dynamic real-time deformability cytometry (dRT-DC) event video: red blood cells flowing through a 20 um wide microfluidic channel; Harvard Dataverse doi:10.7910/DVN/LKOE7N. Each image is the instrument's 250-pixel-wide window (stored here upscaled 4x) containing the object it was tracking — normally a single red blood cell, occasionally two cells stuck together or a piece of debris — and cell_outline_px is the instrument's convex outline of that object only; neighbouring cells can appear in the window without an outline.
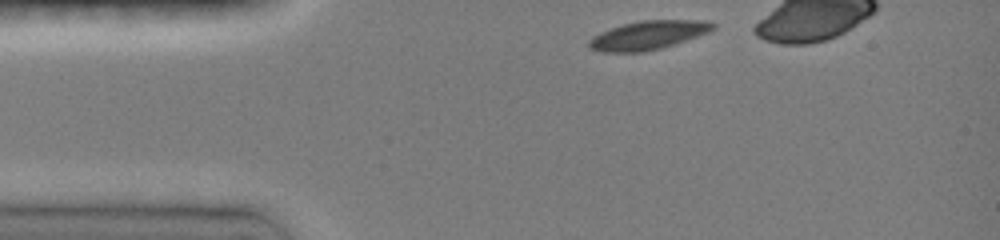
{"species": "common noctule bat (a hibernating species)", "species_latin": "Nyctalus noctula", "temperature_condition": "room temperature", "stored_images_in_passage": 28, "camera_frame_rate_fps": 3000, "um_per_image_px": 0.085, "animal": {"sex": "female", "body_mass_g": 19.0, "forearm_length_mm": 51.5}, "frame": {"image": 1, "passage_image": 1, "time_ms": 0.0, "image_size_px": [1000, 240], "cell_outline_px": [[716, 28], [708, 32], [676, 44], [644, 52], [600, 52], [588, 48], [588, 40], [592, 36], [600, 32], [624, 24], [640, 20], [708, 20], [716, 24]], "centroid_in_image_um": [55.09, 2.99], "position_along_channel_um": 29.9, "area_um2": 20.92}}
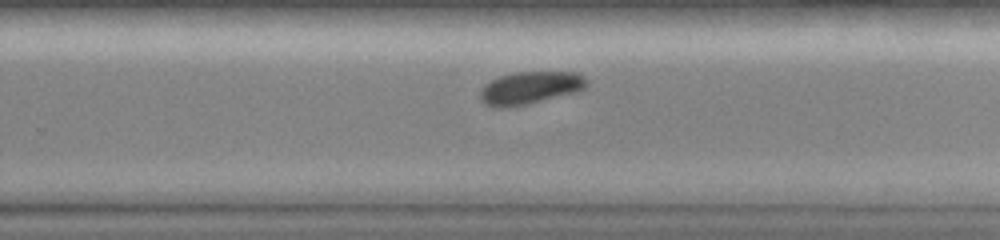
{"frame": {"image": 2, "passage_image": 21, "time_ms": 7.333, "image_size_px": [1000, 240], "cell_outline_px": [[588, 84], [580, 92], [528, 104], [508, 108], [496, 108], [484, 104], [480, 100], [480, 92], [484, 84], [500, 76], [512, 72], [576, 72], [584, 76], [588, 80]], "centroid_in_image_um": [45.07, 7.48], "position_along_channel_um": 284.7, "area_um2": 20.69}}
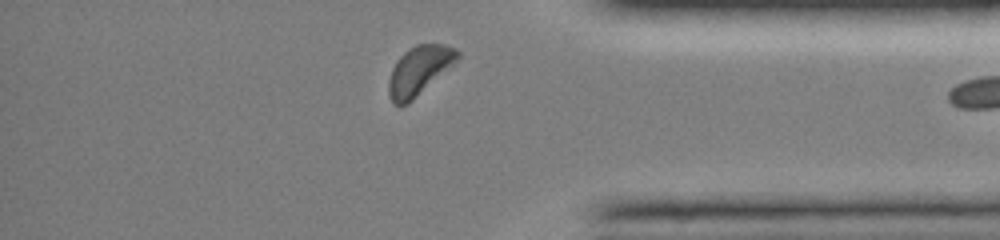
{"frame": {"image": 3, "passage_image": 27, "time_ms": 10.333, "image_size_px": [1000, 240], "cell_outline_px": [[460, 56], [452, 64], [408, 104], [400, 108], [392, 104], [388, 96], [388, 80], [392, 68], [396, 60], [408, 48], [416, 44], [444, 44], [456, 48], [460, 52]], "centroid_in_image_um": [35.56, 6.01], "position_along_channel_um": 399.6, "area_um2": 19.65}}